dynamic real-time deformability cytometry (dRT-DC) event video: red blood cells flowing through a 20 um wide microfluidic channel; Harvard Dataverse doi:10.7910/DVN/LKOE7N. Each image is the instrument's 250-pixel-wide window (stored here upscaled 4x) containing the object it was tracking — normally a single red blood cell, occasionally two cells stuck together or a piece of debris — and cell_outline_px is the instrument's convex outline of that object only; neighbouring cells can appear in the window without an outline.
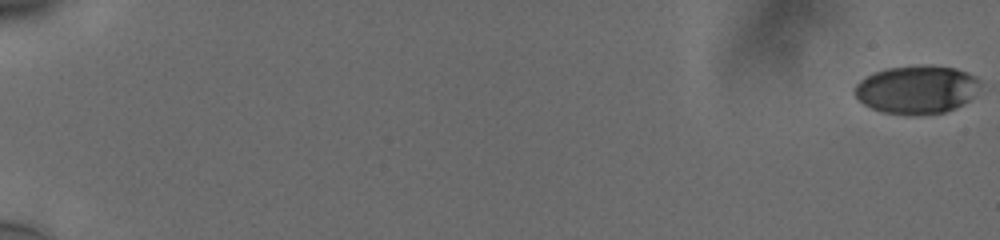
{"species": "human", "species_latin": "Homo sapiens", "temperature_condition": "cold", "stored_images_in_passage": 58, "camera_frame_rate_fps": 3000, "um_per_image_px": 0.085, "donor": {"sex": "male"}, "frame": {"image": 1, "passage_image": 1, "time_ms": 0.0, "image_size_px": [1000, 240], "cell_outline_px": [[980, 84], [972, 96], [968, 100], [956, 108], [944, 112], [912, 116], [884, 112], [872, 108], [864, 104], [852, 92], [856, 84], [864, 76], [884, 68], [920, 64], [924, 64], [956, 68], [968, 72], [980, 80]], "centroid_in_image_um": [77.89, 7.59], "position_along_channel_um": 7.1, "area_um2": 35.66}}
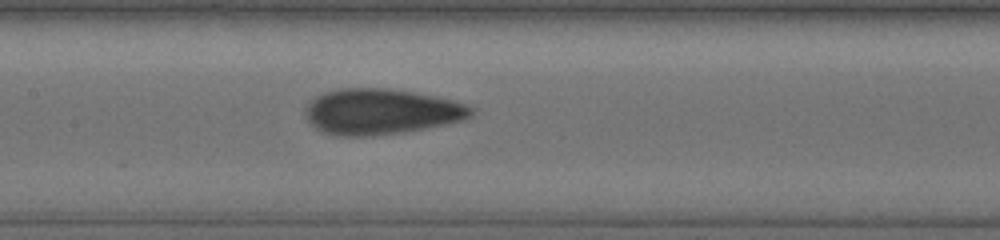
{"frame": {"image": 2, "passage_image": 32, "time_ms": 10.333, "image_size_px": [1000, 240], "cell_outline_px": [[476, 112], [472, 116], [464, 120], [404, 132], [368, 136], [340, 136], [324, 132], [316, 128], [308, 120], [304, 112], [304, 108], [316, 96], [324, 92], [340, 88], [388, 88], [436, 96], [452, 100], [476, 108]], "centroid_in_image_um": [32.4, 9.48], "position_along_channel_um": 175.0, "area_um2": 44.16}}
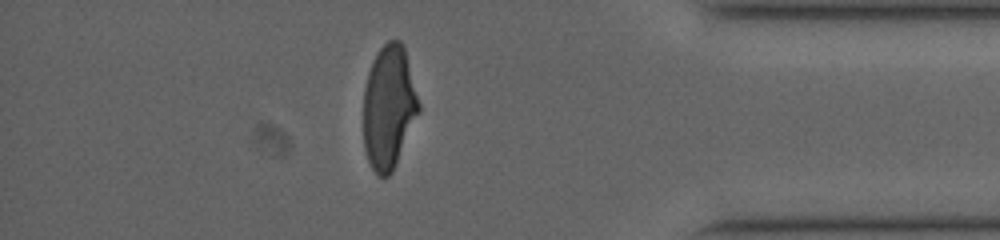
{"frame": {"image": 3, "passage_image": 52, "time_ms": 17.0, "image_size_px": [1000, 240], "cell_outline_px": [[420, 112], [392, 172], [388, 176], [380, 176], [372, 168], [368, 160], [364, 148], [364, 88], [368, 72], [380, 48], [388, 40], [400, 40], [404, 48], [420, 104]], "centroid_in_image_um": [33.05, 9.12], "position_along_channel_um": 402.1, "area_um2": 39.48}, "authors_computed_cell_mechanics": {"area_um2": 40.3444, "velocity_mm_per_s": 3.7738, "shape_relaxation_time_tau1_ms": 5.7249, "shape_relaxation_time_tau2_ms": 1.2232, "deformation_change_tau1": 0.1895, "deformation_change_tau2": 0.0823}}